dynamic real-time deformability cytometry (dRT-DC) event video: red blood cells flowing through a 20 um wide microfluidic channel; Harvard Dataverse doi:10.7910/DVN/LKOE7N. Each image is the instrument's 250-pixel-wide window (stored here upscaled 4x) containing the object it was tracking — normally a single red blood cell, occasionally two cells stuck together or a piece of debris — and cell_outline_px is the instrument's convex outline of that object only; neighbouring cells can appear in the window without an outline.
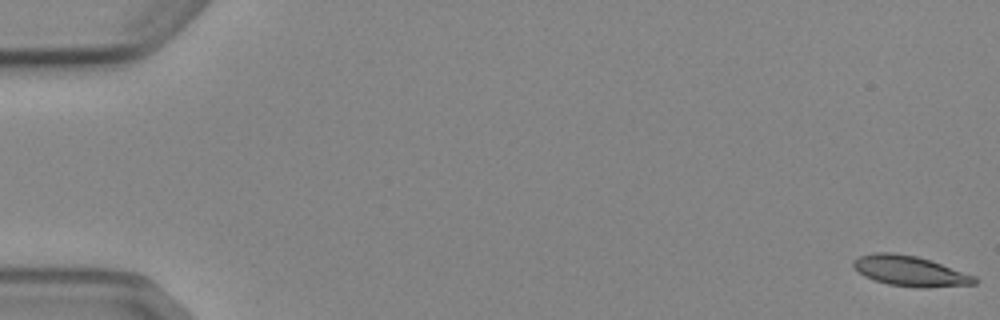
{"species": "Egyptian fruit bat (a non-hibernating species)", "species_latin": "Rousettus aegyptiacus", "temperature_condition": "cold", "stored_images_in_passage": 6, "segment_of_instrument_passage": [1, 2], "camera_frame_rate_fps": 3000, "um_per_image_px": 0.085, "animal": {"sex": "female"}, "frame": {"image": 1, "passage_image": 1, "time_ms": 0.0, "image_size_px": [1000, 320], "cell_outline_px": [[976, 284], [924, 288], [920, 288], [888, 284], [872, 280], [864, 276], [852, 264], [852, 260], [860, 256], [876, 252], [892, 252], [916, 256], [932, 260], [976, 276]], "centroid_in_image_um": [77.36, 23.03], "position_along_channel_um": 7.6, "area_um2": 21.5}}